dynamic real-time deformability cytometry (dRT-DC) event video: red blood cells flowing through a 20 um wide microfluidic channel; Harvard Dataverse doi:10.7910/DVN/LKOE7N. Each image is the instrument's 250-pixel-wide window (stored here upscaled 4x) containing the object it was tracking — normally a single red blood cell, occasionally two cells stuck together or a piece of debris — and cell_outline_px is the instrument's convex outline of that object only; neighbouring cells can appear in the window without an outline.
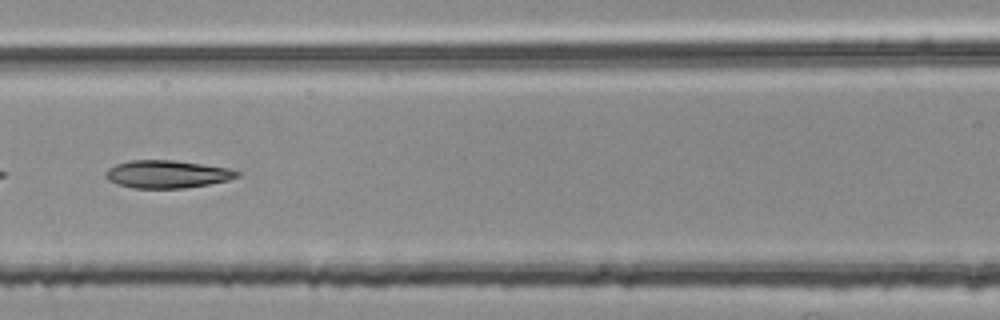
{"species": "common noctule bat (a hibernating species)", "species_latin": "Nyctalus noctula", "temperature_condition": "room temperature", "stored_images_in_passage": 17, "camera_frame_rate_fps": 3000, "um_per_image_px": 0.085, "animal": {"sex": "female", "body_mass_g": 25.1}, "frame": {"image": 1, "passage_image": 8, "time_ms": 2.333, "image_size_px": [1000, 320], "cell_outline_px": [[240, 176], [228, 180], [208, 184], [184, 188], [132, 188], [116, 184], [108, 180], [104, 176], [104, 172], [108, 168], [116, 164], [128, 160], [176, 160], [228, 168], [240, 172]], "centroid_in_image_um": [14.16, 14.8], "position_along_channel_um": 152.4, "area_um2": 21.39}}